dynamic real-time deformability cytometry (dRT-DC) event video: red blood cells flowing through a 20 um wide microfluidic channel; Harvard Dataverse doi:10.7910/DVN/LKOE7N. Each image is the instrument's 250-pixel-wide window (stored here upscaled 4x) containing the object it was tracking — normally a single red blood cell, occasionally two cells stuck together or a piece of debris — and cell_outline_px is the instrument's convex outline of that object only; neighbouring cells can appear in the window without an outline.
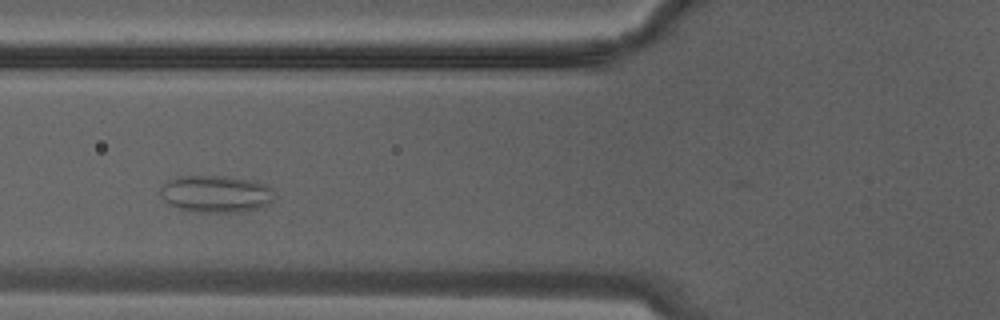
{"species": "Egyptian fruit bat (a non-hibernating species)", "species_latin": "Rousettus aegyptiacus", "temperature_condition": "warm", "stored_images_in_passage": 12, "camera_frame_rate_fps": 3000, "um_per_image_px": 0.085, "animal": {"sex": "male"}, "frame": {"image": 1, "passage_image": 8, "time_ms": 2.333, "image_size_px": [1000, 320], "cell_outline_px": [[276, 196], [268, 204], [256, 208], [240, 212], [196, 212], [180, 208], [168, 204], [160, 196], [160, 188], [168, 180], [180, 176], [224, 176], [248, 180], [264, 184], [272, 188]], "centroid_in_image_um": [18.33, 16.48], "position_along_channel_um": 107.5, "area_um2": 24.57}}